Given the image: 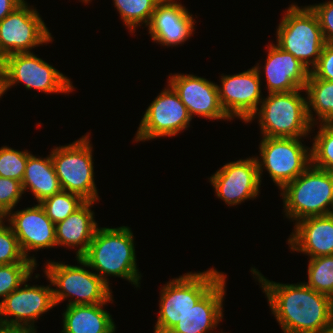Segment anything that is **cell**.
<instances>
[{
    "mask_svg": "<svg viewBox=\"0 0 333 333\" xmlns=\"http://www.w3.org/2000/svg\"><path fill=\"white\" fill-rule=\"evenodd\" d=\"M265 293L283 333H324L333 323V299L305 283L282 284L250 270Z\"/></svg>",
    "mask_w": 333,
    "mask_h": 333,
    "instance_id": "6da1fadb",
    "label": "cell"
},
{
    "mask_svg": "<svg viewBox=\"0 0 333 333\" xmlns=\"http://www.w3.org/2000/svg\"><path fill=\"white\" fill-rule=\"evenodd\" d=\"M134 236L131 228L98 227L87 251L80 257L106 284L108 276L121 277L136 288L141 273L137 269Z\"/></svg>",
    "mask_w": 333,
    "mask_h": 333,
    "instance_id": "7a4b0ae2",
    "label": "cell"
},
{
    "mask_svg": "<svg viewBox=\"0 0 333 333\" xmlns=\"http://www.w3.org/2000/svg\"><path fill=\"white\" fill-rule=\"evenodd\" d=\"M302 91L305 90L269 93L246 123L258 117L262 137L308 136L314 126L309 120L306 97L300 94Z\"/></svg>",
    "mask_w": 333,
    "mask_h": 333,
    "instance_id": "3957f363",
    "label": "cell"
},
{
    "mask_svg": "<svg viewBox=\"0 0 333 333\" xmlns=\"http://www.w3.org/2000/svg\"><path fill=\"white\" fill-rule=\"evenodd\" d=\"M286 218L300 221L333 214V173L312 164L281 189Z\"/></svg>",
    "mask_w": 333,
    "mask_h": 333,
    "instance_id": "277c9868",
    "label": "cell"
},
{
    "mask_svg": "<svg viewBox=\"0 0 333 333\" xmlns=\"http://www.w3.org/2000/svg\"><path fill=\"white\" fill-rule=\"evenodd\" d=\"M211 268L188 272L161 287L159 314L154 333H167L224 276Z\"/></svg>",
    "mask_w": 333,
    "mask_h": 333,
    "instance_id": "5b68a950",
    "label": "cell"
},
{
    "mask_svg": "<svg viewBox=\"0 0 333 333\" xmlns=\"http://www.w3.org/2000/svg\"><path fill=\"white\" fill-rule=\"evenodd\" d=\"M76 260L81 266L54 261L44 264L46 267L43 270L47 279L56 287L52 288L55 305L69 297L67 305L112 303L110 286L95 272L84 268L87 264L81 258Z\"/></svg>",
    "mask_w": 333,
    "mask_h": 333,
    "instance_id": "8992f818",
    "label": "cell"
},
{
    "mask_svg": "<svg viewBox=\"0 0 333 333\" xmlns=\"http://www.w3.org/2000/svg\"><path fill=\"white\" fill-rule=\"evenodd\" d=\"M284 13L276 31V45L311 71L325 45L319 20L309 6L291 4Z\"/></svg>",
    "mask_w": 333,
    "mask_h": 333,
    "instance_id": "52a82bcc",
    "label": "cell"
},
{
    "mask_svg": "<svg viewBox=\"0 0 333 333\" xmlns=\"http://www.w3.org/2000/svg\"><path fill=\"white\" fill-rule=\"evenodd\" d=\"M87 134L68 145L54 147L51 159L62 190L78 194L86 201L97 202L93 147Z\"/></svg>",
    "mask_w": 333,
    "mask_h": 333,
    "instance_id": "ba28073f",
    "label": "cell"
},
{
    "mask_svg": "<svg viewBox=\"0 0 333 333\" xmlns=\"http://www.w3.org/2000/svg\"><path fill=\"white\" fill-rule=\"evenodd\" d=\"M261 139L260 159L256 157L261 182L262 172L265 169L281 190L311 165V148L302 144V138L262 137Z\"/></svg>",
    "mask_w": 333,
    "mask_h": 333,
    "instance_id": "9c48e42d",
    "label": "cell"
},
{
    "mask_svg": "<svg viewBox=\"0 0 333 333\" xmlns=\"http://www.w3.org/2000/svg\"><path fill=\"white\" fill-rule=\"evenodd\" d=\"M0 66L5 92L21 82L27 90L35 89L47 94H68L74 91L72 82L66 75L33 52L11 54L0 61Z\"/></svg>",
    "mask_w": 333,
    "mask_h": 333,
    "instance_id": "30bf717a",
    "label": "cell"
},
{
    "mask_svg": "<svg viewBox=\"0 0 333 333\" xmlns=\"http://www.w3.org/2000/svg\"><path fill=\"white\" fill-rule=\"evenodd\" d=\"M33 8L24 1L0 21V61L11 54L31 52L32 48L52 42L44 20Z\"/></svg>",
    "mask_w": 333,
    "mask_h": 333,
    "instance_id": "8fae6325",
    "label": "cell"
},
{
    "mask_svg": "<svg viewBox=\"0 0 333 333\" xmlns=\"http://www.w3.org/2000/svg\"><path fill=\"white\" fill-rule=\"evenodd\" d=\"M191 120L178 93L168 83L146 109L136 132L135 141L176 136L190 126Z\"/></svg>",
    "mask_w": 333,
    "mask_h": 333,
    "instance_id": "7c38bea8",
    "label": "cell"
},
{
    "mask_svg": "<svg viewBox=\"0 0 333 333\" xmlns=\"http://www.w3.org/2000/svg\"><path fill=\"white\" fill-rule=\"evenodd\" d=\"M261 66L234 75H222L218 87L219 101L227 116L245 123L253 116L263 100L261 94Z\"/></svg>",
    "mask_w": 333,
    "mask_h": 333,
    "instance_id": "4fadbf2b",
    "label": "cell"
},
{
    "mask_svg": "<svg viewBox=\"0 0 333 333\" xmlns=\"http://www.w3.org/2000/svg\"><path fill=\"white\" fill-rule=\"evenodd\" d=\"M209 180L217 198L229 206L254 199L260 193L258 164L253 156L223 165Z\"/></svg>",
    "mask_w": 333,
    "mask_h": 333,
    "instance_id": "5bb4252c",
    "label": "cell"
},
{
    "mask_svg": "<svg viewBox=\"0 0 333 333\" xmlns=\"http://www.w3.org/2000/svg\"><path fill=\"white\" fill-rule=\"evenodd\" d=\"M18 238L24 256L36 265V257L29 256L31 250L48 249L56 246L55 224L47 217L40 203L23 210L10 211L5 216Z\"/></svg>",
    "mask_w": 333,
    "mask_h": 333,
    "instance_id": "9a60e30c",
    "label": "cell"
},
{
    "mask_svg": "<svg viewBox=\"0 0 333 333\" xmlns=\"http://www.w3.org/2000/svg\"><path fill=\"white\" fill-rule=\"evenodd\" d=\"M178 93L190 117L231 120L221 107L218 85L193 74H170L168 82Z\"/></svg>",
    "mask_w": 333,
    "mask_h": 333,
    "instance_id": "2e32d148",
    "label": "cell"
},
{
    "mask_svg": "<svg viewBox=\"0 0 333 333\" xmlns=\"http://www.w3.org/2000/svg\"><path fill=\"white\" fill-rule=\"evenodd\" d=\"M24 281L0 303V321L10 324L34 326L35 321L55 307L53 289L50 286L32 285ZM13 316V318H11Z\"/></svg>",
    "mask_w": 333,
    "mask_h": 333,
    "instance_id": "e0dca14e",
    "label": "cell"
},
{
    "mask_svg": "<svg viewBox=\"0 0 333 333\" xmlns=\"http://www.w3.org/2000/svg\"><path fill=\"white\" fill-rule=\"evenodd\" d=\"M195 20L188 9L176 0H162L152 14L148 32L153 42L163 46L184 44L194 32Z\"/></svg>",
    "mask_w": 333,
    "mask_h": 333,
    "instance_id": "ac0fdd59",
    "label": "cell"
},
{
    "mask_svg": "<svg viewBox=\"0 0 333 333\" xmlns=\"http://www.w3.org/2000/svg\"><path fill=\"white\" fill-rule=\"evenodd\" d=\"M264 73L268 93L292 92L304 89L310 75L305 65L291 53L270 43Z\"/></svg>",
    "mask_w": 333,
    "mask_h": 333,
    "instance_id": "d6986e66",
    "label": "cell"
},
{
    "mask_svg": "<svg viewBox=\"0 0 333 333\" xmlns=\"http://www.w3.org/2000/svg\"><path fill=\"white\" fill-rule=\"evenodd\" d=\"M226 277L224 275L167 333H211L223 318Z\"/></svg>",
    "mask_w": 333,
    "mask_h": 333,
    "instance_id": "ffe728a7",
    "label": "cell"
},
{
    "mask_svg": "<svg viewBox=\"0 0 333 333\" xmlns=\"http://www.w3.org/2000/svg\"><path fill=\"white\" fill-rule=\"evenodd\" d=\"M294 225L287 240L290 250L310 258L333 255V214L308 217Z\"/></svg>",
    "mask_w": 333,
    "mask_h": 333,
    "instance_id": "44dd1931",
    "label": "cell"
},
{
    "mask_svg": "<svg viewBox=\"0 0 333 333\" xmlns=\"http://www.w3.org/2000/svg\"><path fill=\"white\" fill-rule=\"evenodd\" d=\"M94 201H85L65 220L55 224L56 246L79 248L76 258H80L88 249L98 228L91 207Z\"/></svg>",
    "mask_w": 333,
    "mask_h": 333,
    "instance_id": "7402d4cb",
    "label": "cell"
},
{
    "mask_svg": "<svg viewBox=\"0 0 333 333\" xmlns=\"http://www.w3.org/2000/svg\"><path fill=\"white\" fill-rule=\"evenodd\" d=\"M106 304L67 305L61 333H115L114 321L103 309Z\"/></svg>",
    "mask_w": 333,
    "mask_h": 333,
    "instance_id": "603a6c76",
    "label": "cell"
},
{
    "mask_svg": "<svg viewBox=\"0 0 333 333\" xmlns=\"http://www.w3.org/2000/svg\"><path fill=\"white\" fill-rule=\"evenodd\" d=\"M22 188L24 193L30 190L37 203L62 190L55 173L51 153L46 158L36 157L32 154L28 156Z\"/></svg>",
    "mask_w": 333,
    "mask_h": 333,
    "instance_id": "cb8c5ba5",
    "label": "cell"
},
{
    "mask_svg": "<svg viewBox=\"0 0 333 333\" xmlns=\"http://www.w3.org/2000/svg\"><path fill=\"white\" fill-rule=\"evenodd\" d=\"M304 90L307 95L308 116L313 126L317 125L318 121L319 124L333 123V82L317 79L310 73ZM312 110L318 119L316 117L315 120Z\"/></svg>",
    "mask_w": 333,
    "mask_h": 333,
    "instance_id": "d4e9b609",
    "label": "cell"
},
{
    "mask_svg": "<svg viewBox=\"0 0 333 333\" xmlns=\"http://www.w3.org/2000/svg\"><path fill=\"white\" fill-rule=\"evenodd\" d=\"M162 0H113L124 25L130 33L141 24L149 25L152 14Z\"/></svg>",
    "mask_w": 333,
    "mask_h": 333,
    "instance_id": "484cf974",
    "label": "cell"
},
{
    "mask_svg": "<svg viewBox=\"0 0 333 333\" xmlns=\"http://www.w3.org/2000/svg\"><path fill=\"white\" fill-rule=\"evenodd\" d=\"M308 282L313 290L333 299V255L309 258Z\"/></svg>",
    "mask_w": 333,
    "mask_h": 333,
    "instance_id": "4316f807",
    "label": "cell"
},
{
    "mask_svg": "<svg viewBox=\"0 0 333 333\" xmlns=\"http://www.w3.org/2000/svg\"><path fill=\"white\" fill-rule=\"evenodd\" d=\"M311 146V164L333 173V123H320Z\"/></svg>",
    "mask_w": 333,
    "mask_h": 333,
    "instance_id": "83f0119b",
    "label": "cell"
},
{
    "mask_svg": "<svg viewBox=\"0 0 333 333\" xmlns=\"http://www.w3.org/2000/svg\"><path fill=\"white\" fill-rule=\"evenodd\" d=\"M85 201L86 200L78 194L61 190L55 195L40 202V205L45 210L47 217L54 224H57L58 222L65 220Z\"/></svg>",
    "mask_w": 333,
    "mask_h": 333,
    "instance_id": "f1b7e54d",
    "label": "cell"
},
{
    "mask_svg": "<svg viewBox=\"0 0 333 333\" xmlns=\"http://www.w3.org/2000/svg\"><path fill=\"white\" fill-rule=\"evenodd\" d=\"M36 266L35 263L0 265V303L33 274Z\"/></svg>",
    "mask_w": 333,
    "mask_h": 333,
    "instance_id": "f546056e",
    "label": "cell"
},
{
    "mask_svg": "<svg viewBox=\"0 0 333 333\" xmlns=\"http://www.w3.org/2000/svg\"><path fill=\"white\" fill-rule=\"evenodd\" d=\"M27 150H15L8 146L0 148V176L22 182L28 156Z\"/></svg>",
    "mask_w": 333,
    "mask_h": 333,
    "instance_id": "4dcf8cb0",
    "label": "cell"
},
{
    "mask_svg": "<svg viewBox=\"0 0 333 333\" xmlns=\"http://www.w3.org/2000/svg\"><path fill=\"white\" fill-rule=\"evenodd\" d=\"M4 223H0V265L34 263L24 256L13 229Z\"/></svg>",
    "mask_w": 333,
    "mask_h": 333,
    "instance_id": "1f68e13d",
    "label": "cell"
},
{
    "mask_svg": "<svg viewBox=\"0 0 333 333\" xmlns=\"http://www.w3.org/2000/svg\"><path fill=\"white\" fill-rule=\"evenodd\" d=\"M22 194V182L0 176V212L4 216L13 211Z\"/></svg>",
    "mask_w": 333,
    "mask_h": 333,
    "instance_id": "d6a6232c",
    "label": "cell"
},
{
    "mask_svg": "<svg viewBox=\"0 0 333 333\" xmlns=\"http://www.w3.org/2000/svg\"><path fill=\"white\" fill-rule=\"evenodd\" d=\"M316 14L325 43L333 45V0L309 5Z\"/></svg>",
    "mask_w": 333,
    "mask_h": 333,
    "instance_id": "836d02e7",
    "label": "cell"
},
{
    "mask_svg": "<svg viewBox=\"0 0 333 333\" xmlns=\"http://www.w3.org/2000/svg\"><path fill=\"white\" fill-rule=\"evenodd\" d=\"M310 73L317 79L328 80L333 82V45L323 46L321 55L316 66Z\"/></svg>",
    "mask_w": 333,
    "mask_h": 333,
    "instance_id": "e575fe53",
    "label": "cell"
},
{
    "mask_svg": "<svg viewBox=\"0 0 333 333\" xmlns=\"http://www.w3.org/2000/svg\"><path fill=\"white\" fill-rule=\"evenodd\" d=\"M0 333H37L35 326L10 324L0 321Z\"/></svg>",
    "mask_w": 333,
    "mask_h": 333,
    "instance_id": "d590c367",
    "label": "cell"
},
{
    "mask_svg": "<svg viewBox=\"0 0 333 333\" xmlns=\"http://www.w3.org/2000/svg\"><path fill=\"white\" fill-rule=\"evenodd\" d=\"M25 0H0V21L20 6Z\"/></svg>",
    "mask_w": 333,
    "mask_h": 333,
    "instance_id": "8d00e7d4",
    "label": "cell"
},
{
    "mask_svg": "<svg viewBox=\"0 0 333 333\" xmlns=\"http://www.w3.org/2000/svg\"><path fill=\"white\" fill-rule=\"evenodd\" d=\"M5 93V89H4V76H3V72L0 66V98L3 96V94Z\"/></svg>",
    "mask_w": 333,
    "mask_h": 333,
    "instance_id": "74e56055",
    "label": "cell"
},
{
    "mask_svg": "<svg viewBox=\"0 0 333 333\" xmlns=\"http://www.w3.org/2000/svg\"><path fill=\"white\" fill-rule=\"evenodd\" d=\"M324 333H333V323L325 330Z\"/></svg>",
    "mask_w": 333,
    "mask_h": 333,
    "instance_id": "f35d334b",
    "label": "cell"
},
{
    "mask_svg": "<svg viewBox=\"0 0 333 333\" xmlns=\"http://www.w3.org/2000/svg\"><path fill=\"white\" fill-rule=\"evenodd\" d=\"M5 220V216L0 212V223H2Z\"/></svg>",
    "mask_w": 333,
    "mask_h": 333,
    "instance_id": "ab89813d",
    "label": "cell"
},
{
    "mask_svg": "<svg viewBox=\"0 0 333 333\" xmlns=\"http://www.w3.org/2000/svg\"><path fill=\"white\" fill-rule=\"evenodd\" d=\"M80 1H82L86 4V3H89L91 0H80Z\"/></svg>",
    "mask_w": 333,
    "mask_h": 333,
    "instance_id": "60d3db41",
    "label": "cell"
}]
</instances>
